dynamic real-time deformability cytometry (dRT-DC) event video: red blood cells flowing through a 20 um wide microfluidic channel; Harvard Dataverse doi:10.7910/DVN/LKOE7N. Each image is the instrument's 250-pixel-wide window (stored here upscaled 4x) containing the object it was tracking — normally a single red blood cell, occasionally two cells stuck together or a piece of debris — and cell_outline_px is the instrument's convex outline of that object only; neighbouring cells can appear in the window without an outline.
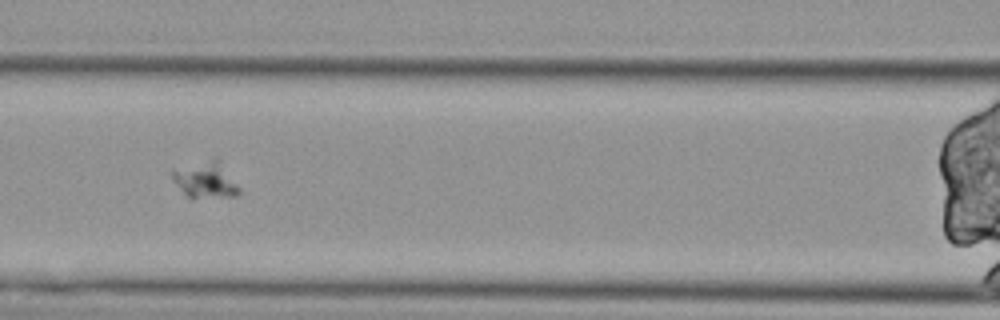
{"species": "Egyptian fruit bat (a non-hibernating species)", "species_latin": "Rousettus aegyptiacus", "temperature_condition": "cold", "stored_images_in_passage": 60, "camera_frame_rate_fps": 3000, "um_per_image_px": 0.085, "animal": {"sex": "female"}, "frame": {"image": 1, "passage_image": 26, "time_ms": 8.333, "image_size_px": [1000, 320], "cell_outline_px": [[240, 192], [236, 196], [188, 196], [184, 192], [172, 176], [172, 172], [212, 160], [220, 160], [240, 188]], "centroid_in_image_um": [17.58, 15.32], "position_along_channel_um": 149.0, "area_um2": 12.77}}
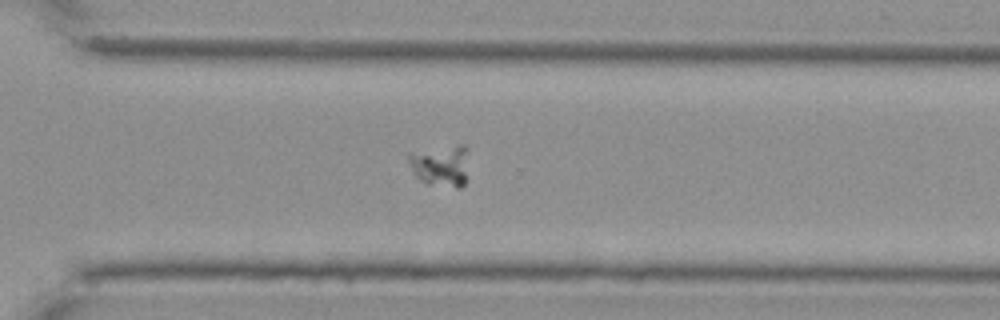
{"frame": {"image": 2, "passage_image": 42, "time_ms": 13.667, "image_size_px": [1000, 320], "cell_outline_px": [[468, 148], [464, 184], [460, 188], [456, 188], [428, 184], [420, 180], [412, 172], [408, 160], [408, 152], [456, 144], [464, 144]], "centroid_in_image_um": [37.44, 14.05], "position_along_channel_um": 333.2, "area_um2": 14.85}}
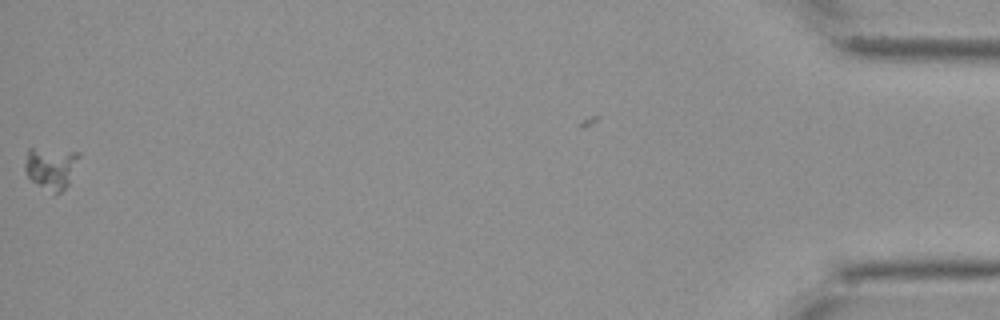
{"frame": {"image": 3, "passage_image": 59, "time_ms": 19.333, "image_size_px": [1000, 320], "cell_outline_px": [[80, 156], [68, 184], [60, 192], [56, 192], [32, 180], [28, 176], [24, 168], [24, 164], [28, 148], [32, 148], [80, 152]], "centroid_in_image_um": [4.33, 14.21], "position_along_channel_um": 430.9, "area_um2": 12.72}}